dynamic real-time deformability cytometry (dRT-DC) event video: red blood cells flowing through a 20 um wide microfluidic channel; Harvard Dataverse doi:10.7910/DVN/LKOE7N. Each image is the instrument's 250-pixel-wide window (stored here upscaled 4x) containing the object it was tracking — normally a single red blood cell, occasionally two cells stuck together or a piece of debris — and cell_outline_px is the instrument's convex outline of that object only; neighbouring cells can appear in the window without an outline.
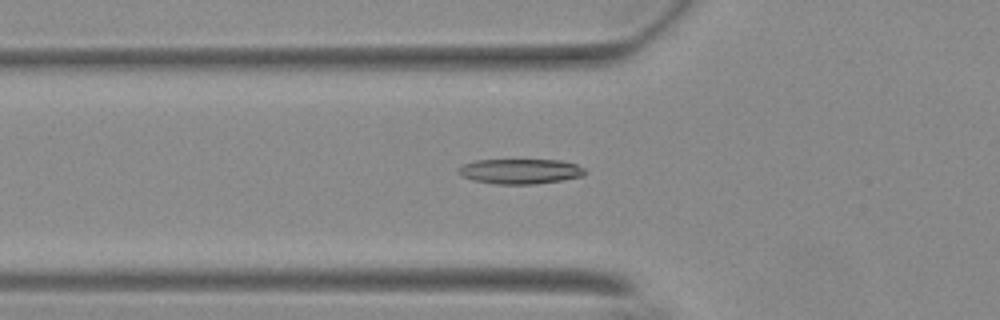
{"species": "Egyptian fruit bat (a non-hibernating species)", "species_latin": "Rousettus aegyptiacus", "temperature_condition": "warm", "stored_images_in_passage": 56, "camera_frame_rate_fps": 3000, "um_per_image_px": 0.085, "animal": {"sex": "female"}, "frame": {"image": 1, "passage_image": 20, "time_ms": 6.333, "image_size_px": [1000, 320], "cell_outline_px": [[584, 176], [564, 180], [532, 184], [496, 184], [472, 180], [460, 176], [456, 172], [456, 168], [464, 164], [476, 160], [560, 160], [576, 164], [584, 168]], "centroid_in_image_um": [44.17, 14.56], "position_along_channel_um": 81.6, "area_um2": 18.61}}
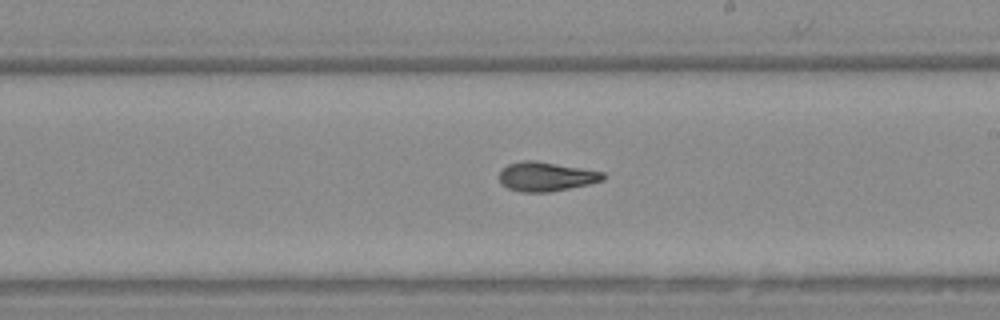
{"frame": {"image": 2, "passage_image": 33, "time_ms": 10.667, "image_size_px": [1000, 320], "cell_outline_px": [[604, 180], [588, 184], [548, 192], [520, 192], [508, 188], [500, 180], [500, 168], [508, 164], [524, 160], [536, 160], [604, 172]], "centroid_in_image_um": [46.39, 15.0], "position_along_channel_um": 242.6, "area_um2": 17.57}}
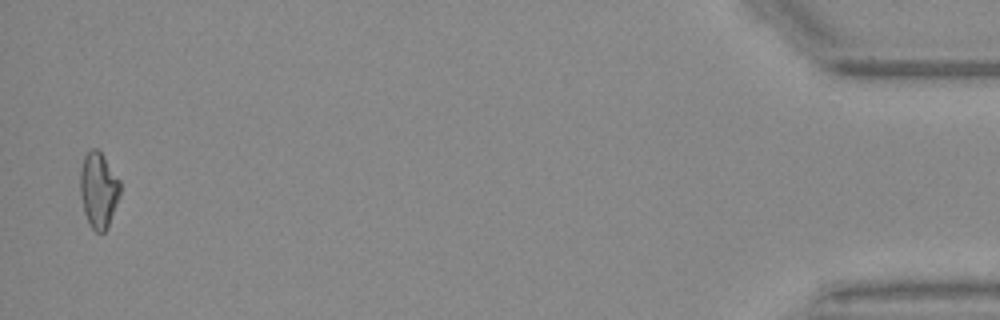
{"frame": {"image": 3, "passage_image": 55, "time_ms": 18.0, "image_size_px": [1000, 320], "cell_outline_px": [[120, 196], [108, 228], [104, 232], [96, 232], [92, 228], [84, 212], [80, 196], [80, 172], [84, 156], [92, 148], [96, 148], [104, 156], [120, 180]], "centroid_in_image_um": [8.39, 16.16], "position_along_channel_um": 426.8, "area_um2": 17.69}, "authors_computed_cell_mechanics": {"area_um2": 17.629, "velocity_mm_per_s": 3.7095, "shape_relaxation_time_tau1_ms": 5.7086, "shape_relaxation_time_tau2_ms": 3.0415, "deformation_change_tau1": 0.1804, "deformation_change_tau2": 0.0919}}